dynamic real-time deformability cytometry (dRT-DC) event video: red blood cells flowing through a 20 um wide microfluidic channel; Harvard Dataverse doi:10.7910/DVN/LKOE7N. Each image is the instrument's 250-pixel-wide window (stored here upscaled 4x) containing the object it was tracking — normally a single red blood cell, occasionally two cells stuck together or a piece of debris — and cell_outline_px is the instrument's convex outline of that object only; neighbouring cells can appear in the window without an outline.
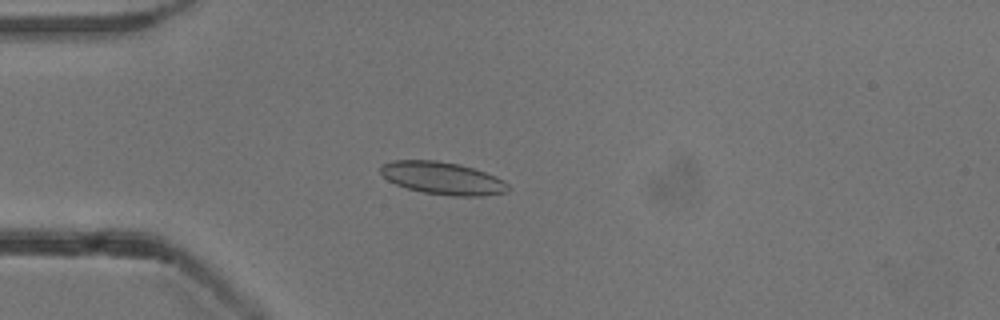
{"species": "common noctule bat (a hibernating species)", "species_latin": "Nyctalus noctula", "temperature_condition": "cold", "stored_images_in_passage": 53, "camera_frame_rate_fps": 3000, "um_per_image_px": 0.085, "animal": {"sex": "male", "body_mass_g": 13.3}, "frame": {"image": 1, "passage_image": 14, "time_ms": 4.333, "image_size_px": [1000, 320], "cell_outline_px": [[512, 188], [508, 192], [484, 196], [452, 196], [424, 192], [408, 188], [396, 184], [388, 180], [380, 172], [380, 168], [384, 164], [392, 160], [436, 160], [460, 164], [496, 176], [504, 180]], "centroid_in_image_um": [37.67, 15.15], "position_along_channel_um": 47.3, "area_um2": 24.22}}
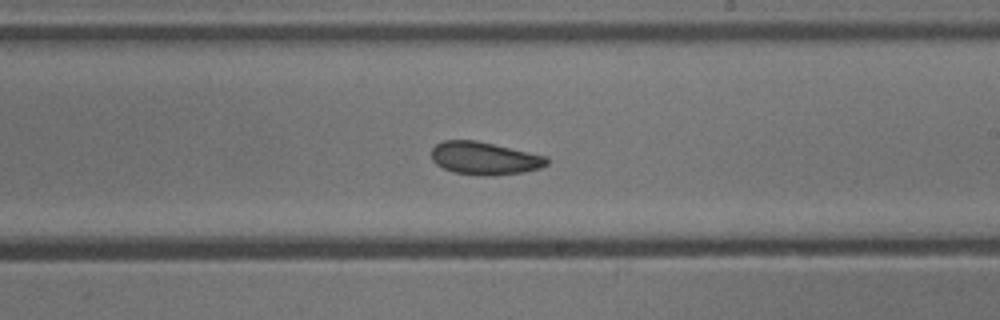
{"frame": {"image": 2, "passage_image": 31, "time_ms": 10.0, "image_size_px": [1000, 320], "cell_outline_px": [[548, 164], [540, 168], [524, 172], [492, 176], [488, 176], [452, 172], [436, 164], [432, 160], [432, 148], [436, 144], [444, 140], [476, 140], [548, 156]], "centroid_in_image_um": [41.2, 13.45], "position_along_channel_um": 247.8, "area_um2": 22.14}}
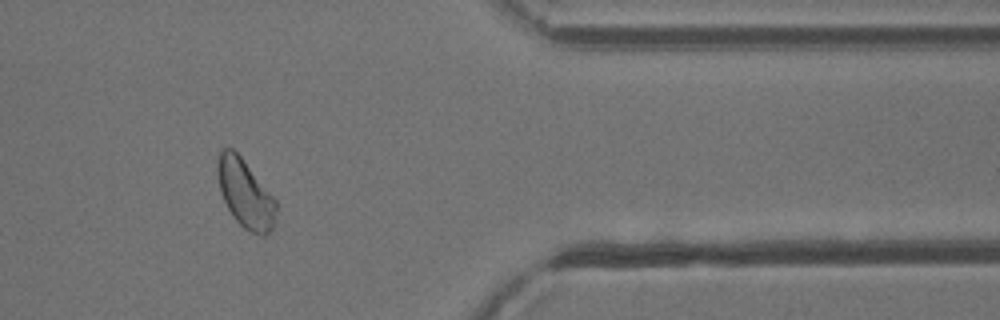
{"frame": {"image": 3, "passage_image": 44, "time_ms": 14.333, "image_size_px": [1000, 320], "cell_outline_px": [[276, 208], [272, 228], [264, 236], [260, 236], [244, 228], [232, 216], [220, 192], [216, 172], [216, 164], [220, 148], [232, 148], [240, 156], [276, 200]], "centroid_in_image_um": [20.8, 16.44], "position_along_channel_um": 390.6, "area_um2": 23.12}}